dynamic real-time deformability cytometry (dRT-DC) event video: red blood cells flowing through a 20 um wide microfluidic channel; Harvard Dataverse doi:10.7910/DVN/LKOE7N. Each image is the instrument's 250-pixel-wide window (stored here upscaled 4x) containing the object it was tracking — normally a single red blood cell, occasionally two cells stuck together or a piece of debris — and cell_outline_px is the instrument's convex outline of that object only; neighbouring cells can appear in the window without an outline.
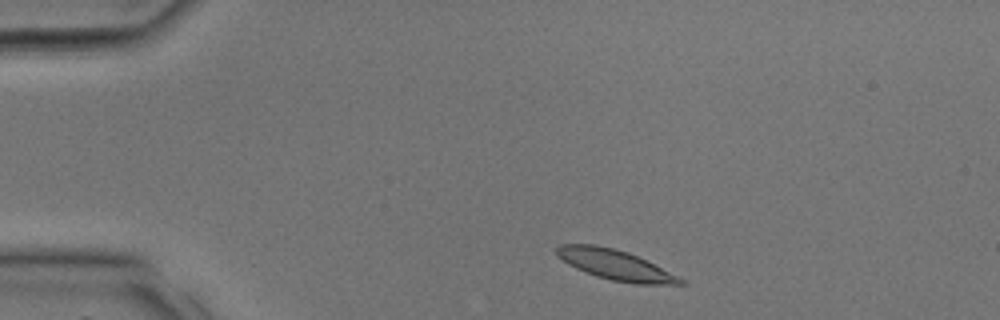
{"species": "common noctule bat (a hibernating species)", "species_latin": "Nyctalus noctula", "temperature_condition": "room temperature", "stored_images_in_passage": 8, "camera_frame_rate_fps": 3000, "um_per_image_px": 0.085, "animal": {"sex": "male", "body_mass_g": 17.9, "forearm_length_mm": 54.2}, "frame": {"image": 1, "passage_image": 2, "time_ms": 0.333, "image_size_px": [1000, 320], "cell_outline_px": [[688, 284], [632, 284], [612, 280], [596, 276], [584, 272], [568, 264], [556, 256], [556, 248], [560, 244], [596, 244], [616, 248], [628, 252], [684, 280]], "centroid_in_image_um": [52.22, 22.5], "position_along_channel_um": 32.8, "area_um2": 21.5}}
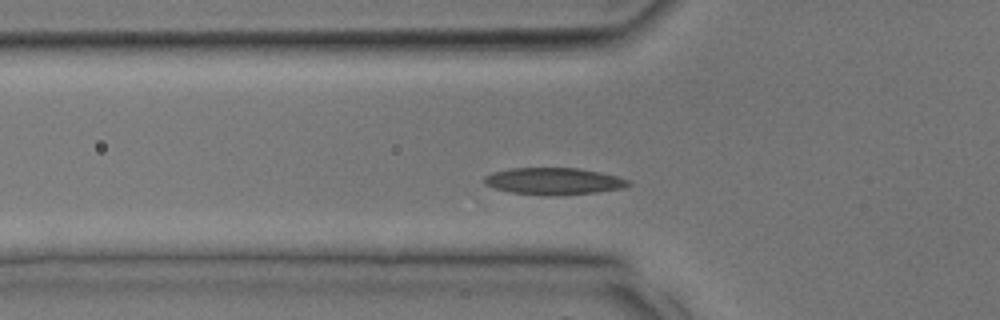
{"frame": {"image": 2, "passage_image": 7, "time_ms": 2.0, "image_size_px": [1000, 320], "cell_outline_px": [[632, 184], [620, 188], [596, 192], [556, 196], [544, 196], [512, 192], [496, 188], [484, 184], [484, 176], [492, 172], [512, 168], [576, 168], [600, 172], [616, 176], [628, 180]], "centroid_in_image_um": [47.04, 15.4], "position_along_channel_um": 78.8, "area_um2": 22.48}}